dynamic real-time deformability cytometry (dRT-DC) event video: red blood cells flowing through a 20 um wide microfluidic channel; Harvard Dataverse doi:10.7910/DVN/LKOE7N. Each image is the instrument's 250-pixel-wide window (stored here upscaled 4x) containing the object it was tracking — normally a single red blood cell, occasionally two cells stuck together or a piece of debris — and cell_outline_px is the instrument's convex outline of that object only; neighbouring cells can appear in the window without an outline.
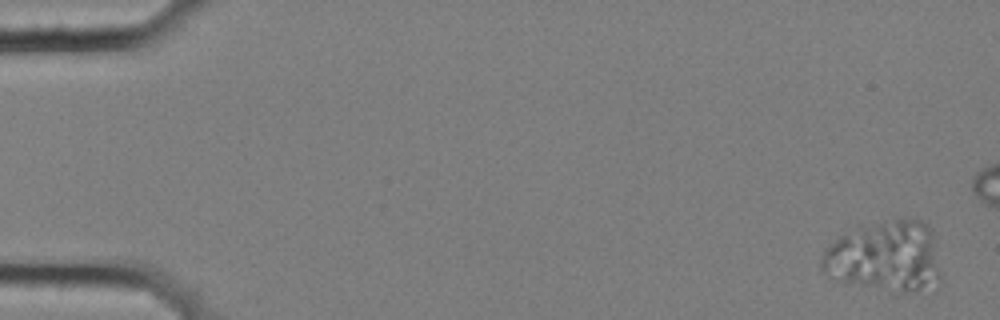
{"species": "common noctule bat (a hibernating species)", "species_latin": "Nyctalus noctula", "temperature_condition": "cold", "stored_images_in_passage": 5, "camera_frame_rate_fps": 3000, "um_per_image_px": 0.085, "animal": {"sex": "female", "body_mass_g": 25.1}, "frame": {"image": 1, "passage_image": 1, "time_ms": 0.0, "image_size_px": [1000, 320], "cell_outline_px": [[940, 288], [936, 292], [892, 296], [836, 280], [828, 276], [820, 268], [820, 256], [840, 236], [860, 224], [896, 220], [920, 220], [928, 224], [932, 228], [940, 272]], "centroid_in_image_um": [75.3, 21.93], "position_along_channel_um": 9.7, "area_um2": 51.67}}